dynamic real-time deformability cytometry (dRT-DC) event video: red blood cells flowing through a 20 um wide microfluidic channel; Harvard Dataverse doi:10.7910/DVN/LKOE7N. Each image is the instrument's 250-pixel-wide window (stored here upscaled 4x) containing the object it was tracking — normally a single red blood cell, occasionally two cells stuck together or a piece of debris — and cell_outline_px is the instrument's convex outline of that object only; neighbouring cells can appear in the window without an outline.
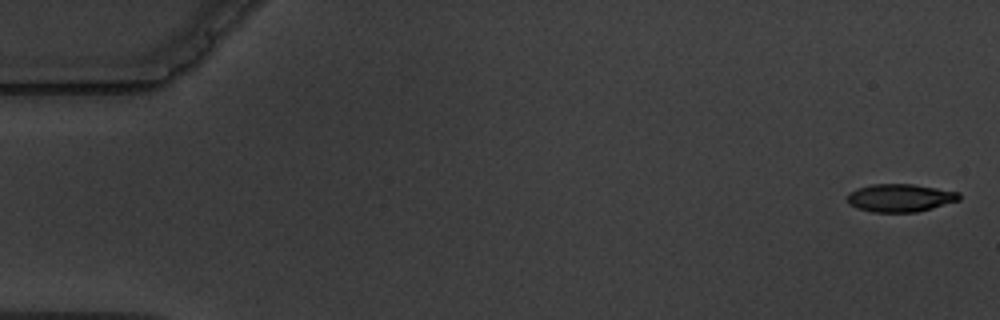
{"species": "common noctule bat (a hibernating species)", "species_latin": "Nyctalus noctula", "temperature_condition": "warm", "stored_images_in_passage": 6, "camera_frame_rate_fps": 3000, "um_per_image_px": 0.085, "animal": {"sex": "male", "body_mass_g": 19.5, "forearm_length_mm": 54.6}, "frame": {"image": 1, "passage_image": 1, "time_ms": 0.0, "image_size_px": [1000, 320], "cell_outline_px": [[960, 200], [932, 208], [916, 212], [872, 212], [856, 208], [848, 204], [848, 192], [856, 188], [872, 184], [912, 184], [960, 192]], "centroid_in_image_um": [76.48, 16.82], "position_along_channel_um": 8.5, "area_um2": 18.26}}